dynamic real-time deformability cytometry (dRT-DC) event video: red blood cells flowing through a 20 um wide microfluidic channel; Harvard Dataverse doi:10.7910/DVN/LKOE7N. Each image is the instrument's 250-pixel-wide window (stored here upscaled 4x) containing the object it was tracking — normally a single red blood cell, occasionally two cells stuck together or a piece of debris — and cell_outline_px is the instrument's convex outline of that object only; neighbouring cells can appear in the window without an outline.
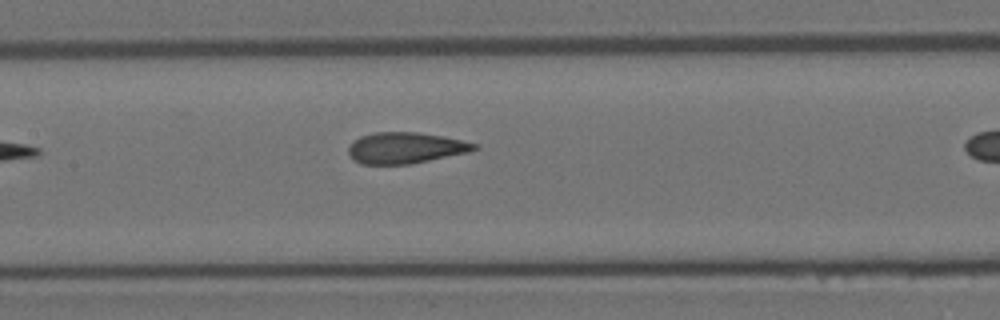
{"species": "Egyptian fruit bat (a non-hibernating species)", "species_latin": "Rousettus aegyptiacus", "temperature_condition": "room temperature", "stored_images_in_passage": 6, "camera_frame_rate_fps": 3000, "um_per_image_px": 0.085, "animal": {"sex": "female"}, "frame": {"image": 1, "passage_image": 5, "time_ms": 1.333, "image_size_px": [1000, 320], "cell_outline_px": [[480, 144], [476, 148], [468, 152], [408, 164], [360, 164], [348, 152], [348, 148], [352, 140], [360, 136], [372, 132], [416, 132], [444, 136]], "centroid_in_image_um": [34.44, 12.55], "position_along_channel_um": 173.0, "area_um2": 22.72}}